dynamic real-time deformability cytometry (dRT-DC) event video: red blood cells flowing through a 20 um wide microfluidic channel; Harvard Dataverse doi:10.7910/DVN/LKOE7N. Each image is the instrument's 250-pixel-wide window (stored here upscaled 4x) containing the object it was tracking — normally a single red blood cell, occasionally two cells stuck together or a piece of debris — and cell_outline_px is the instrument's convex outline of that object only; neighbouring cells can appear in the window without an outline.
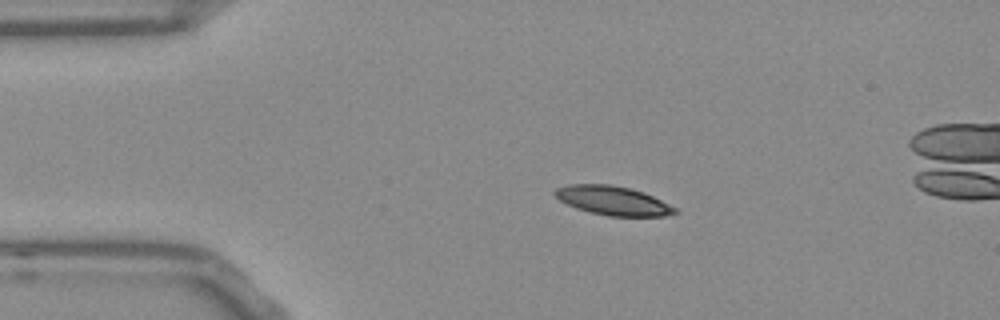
{"species": "Egyptian fruit bat (a non-hibernating species)", "species_latin": "Rousettus aegyptiacus", "temperature_condition": "room temperature", "stored_images_in_passage": 45, "camera_frame_rate_fps": 3000, "um_per_image_px": 0.085, "frame": {"image": 1, "passage_image": 1, "time_ms": 0.0, "image_size_px": [1000, 320], "cell_outline_px": [[680, 212], [664, 216], [608, 216], [576, 208], [560, 200], [552, 192], [556, 188], [568, 184], [608, 184], [632, 188], [644, 192], [676, 208]], "centroid_in_image_um": [52.1, 17.04], "position_along_channel_um": 32.9, "area_um2": 20.23}}
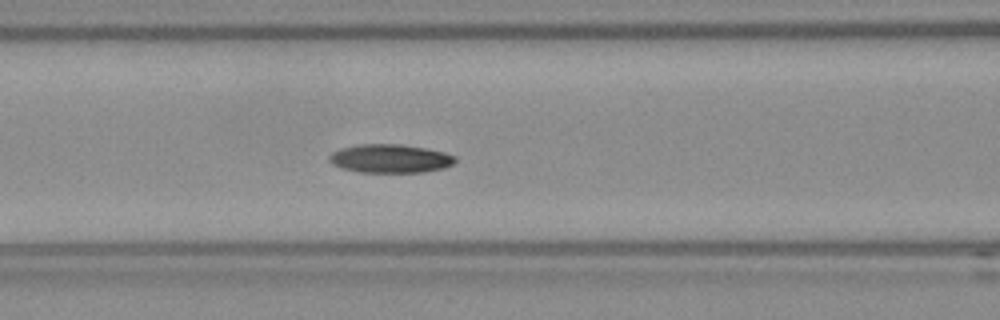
{"frame": {"image": 2, "passage_image": 12, "time_ms": 3.667, "image_size_px": [1000, 320], "cell_outline_px": [[456, 160], [452, 164], [444, 168], [424, 172], [360, 172], [340, 168], [332, 164], [328, 160], [328, 156], [332, 152], [340, 148], [360, 144], [400, 144], [424, 148], [444, 152], [456, 156]], "centroid_in_image_um": [33.14, 13.48], "position_along_channel_um": 133.5, "area_um2": 21.04}}
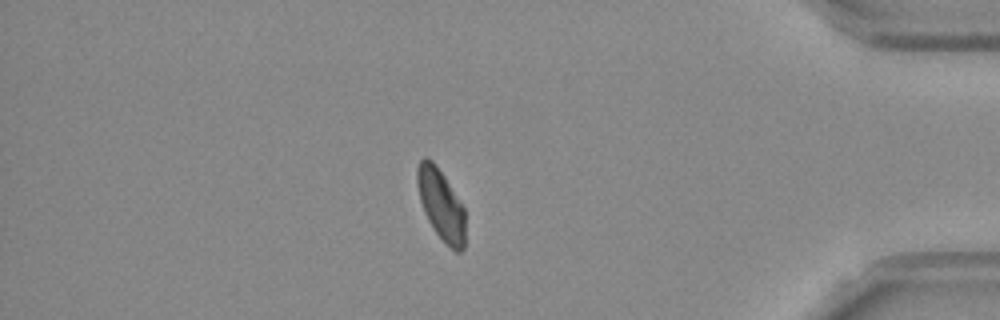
{"frame": {"image": 3, "passage_image": 36, "time_ms": 11.667, "image_size_px": [1000, 320], "cell_outline_px": [[464, 248], [460, 252], [456, 252], [436, 232], [428, 220], [424, 212], [420, 200], [416, 180], [416, 168], [420, 160], [424, 156], [428, 156], [432, 160], [444, 176], [464, 208]], "centroid_in_image_um": [37.45, 17.34], "position_along_channel_um": 397.7, "area_um2": 19.54}, "authors_computed_cell_mechanics": {"area_um2": 20.519, "velocity_mm_per_s": 3.7967, "shape_relaxation_time_tau1_ms": 7.1644, "shape_relaxation_time_tau2_ms": 10.4931, "deformation_change_tau1": 0.1446, "deformation_change_tau2": 0.1636}}